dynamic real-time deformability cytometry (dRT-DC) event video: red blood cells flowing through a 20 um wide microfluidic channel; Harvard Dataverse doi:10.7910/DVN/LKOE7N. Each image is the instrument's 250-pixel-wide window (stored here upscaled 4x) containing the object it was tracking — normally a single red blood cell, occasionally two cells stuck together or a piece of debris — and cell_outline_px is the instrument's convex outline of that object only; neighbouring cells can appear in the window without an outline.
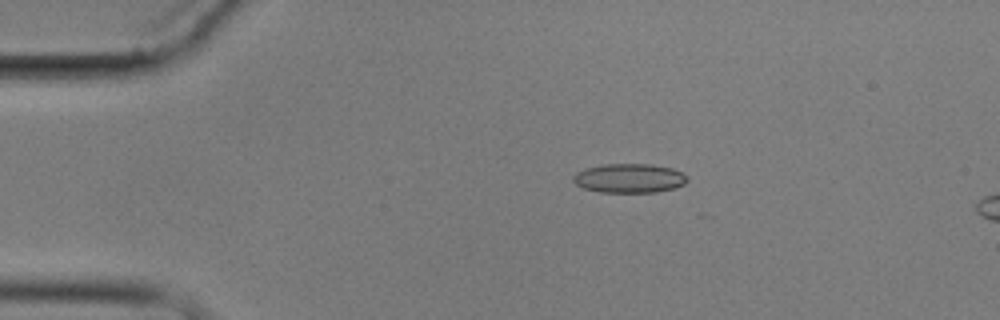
{"species": "common noctule bat (a hibernating species)", "species_latin": "Nyctalus noctula", "temperature_condition": "cold", "stored_images_in_passage": 4, "camera_frame_rate_fps": 3000, "um_per_image_px": 0.085, "animal": {"sex": "male", "body_mass_g": 17.9}, "frame": {"image": 1, "passage_image": 2, "time_ms": 2.0, "image_size_px": [1000, 320], "cell_outline_px": [[688, 180], [684, 184], [676, 188], [656, 192], [600, 192], [584, 188], [576, 184], [572, 180], [572, 176], [576, 172], [584, 168], [604, 164], [652, 164], [672, 168], [688, 176]], "centroid_in_image_um": [53.49, 15.14], "position_along_channel_um": 31.5, "area_um2": 19.54}}